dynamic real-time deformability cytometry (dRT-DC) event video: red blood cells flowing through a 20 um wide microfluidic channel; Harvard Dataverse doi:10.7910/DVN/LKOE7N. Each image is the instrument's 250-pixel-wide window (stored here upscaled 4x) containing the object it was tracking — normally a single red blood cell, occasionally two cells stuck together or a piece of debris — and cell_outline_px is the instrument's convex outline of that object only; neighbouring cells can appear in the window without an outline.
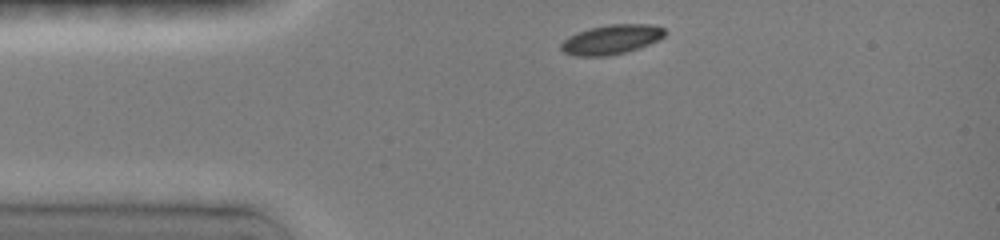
{"species": "common noctule bat (a hibernating species)", "species_latin": "Nyctalus noctula", "temperature_condition": "room temperature", "stored_images_in_passage": 31, "camera_frame_rate_fps": 3000, "um_per_image_px": 0.085, "animal": {"sex": "female", "body_mass_g": 19.0, "forearm_length_mm": 51.5}, "frame": {"image": 1, "passage_image": 1, "time_ms": 0.0, "image_size_px": [1000, 240], "cell_outline_px": [[664, 36], [648, 44], [624, 52], [604, 56], [580, 56], [564, 52], [560, 48], [560, 44], [568, 36], [588, 28], [608, 24], [648, 24], [664, 28]], "centroid_in_image_um": [51.92, 3.34], "position_along_channel_um": 33.1, "area_um2": 17.51}}
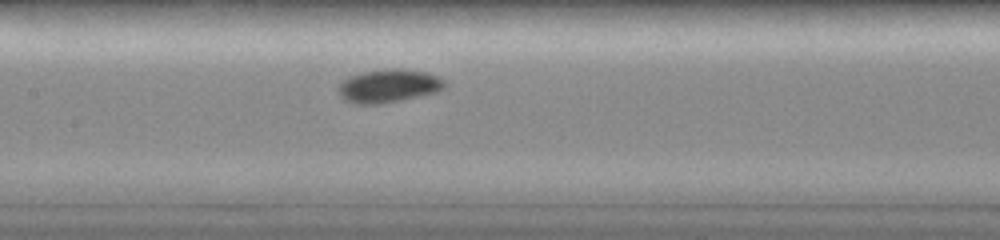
{"frame": {"image": 2, "passage_image": 11, "time_ms": 4.333, "image_size_px": [1000, 240], "cell_outline_px": [[444, 88], [436, 92], [400, 100], [380, 104], [356, 104], [344, 100], [340, 96], [336, 88], [348, 76], [364, 72], [388, 68], [400, 68], [428, 72], [440, 76], [444, 80]], "centroid_in_image_um": [33.02, 7.29], "position_along_channel_um": 174.4, "area_um2": 20.75}}
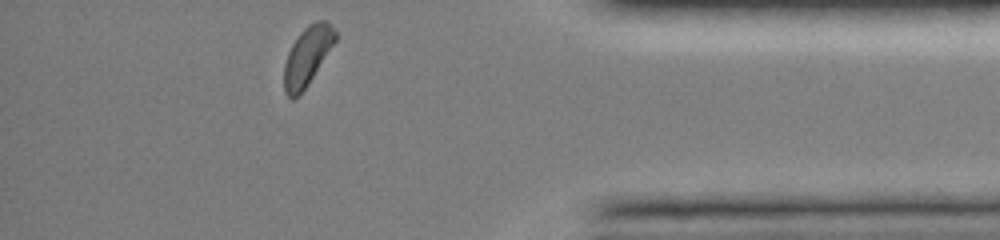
{"frame": {"image": 3, "passage_image": 30, "time_ms": 10.667, "image_size_px": [1000, 240], "cell_outline_px": [[336, 40], [308, 84], [292, 100], [284, 92], [284, 64], [288, 52], [292, 44], [300, 32], [308, 24], [316, 20], [324, 20], [336, 32]], "centroid_in_image_um": [26.09, 4.75], "position_along_channel_um": 409.1, "area_um2": 17.17}, "authors_computed_cell_mechanics": {"area_um2": 17.918, "velocity_mm_per_s": 4.0054, "shape_relaxation_time_tau1_ms": 2.0868, "shape_relaxation_time_tau2_ms": null, "deformation_change_tau1": 0.1145, "deformation_change_tau2": null}}